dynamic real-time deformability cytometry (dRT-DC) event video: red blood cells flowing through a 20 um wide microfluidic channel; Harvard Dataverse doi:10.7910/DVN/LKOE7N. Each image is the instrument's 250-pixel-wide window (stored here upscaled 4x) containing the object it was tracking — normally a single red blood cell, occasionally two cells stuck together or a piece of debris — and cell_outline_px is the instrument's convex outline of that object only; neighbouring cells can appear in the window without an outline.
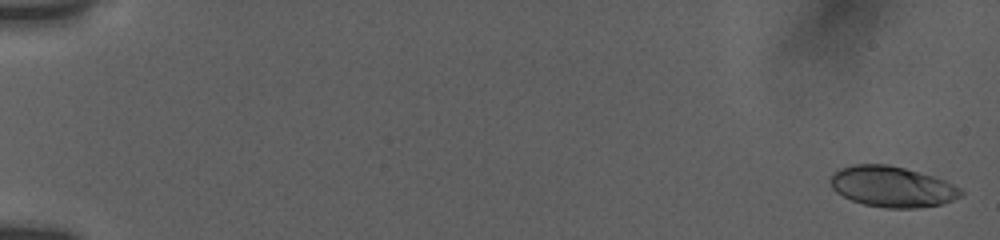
{"species": "human", "species_latin": "Homo sapiens", "temperature_condition": "room temperature", "stored_images_in_passage": 32, "camera_frame_rate_fps": 3000, "um_per_image_px": 0.085, "donor": {"sex": "female"}, "frame": {"image": 1, "passage_image": 1, "time_ms": 0.0, "image_size_px": [1000, 240], "cell_outline_px": [[964, 192], [960, 196], [952, 200], [940, 204], [916, 208], [884, 208], [864, 204], [852, 200], [836, 192], [832, 188], [828, 180], [832, 172], [840, 168], [852, 164], [888, 164], [904, 168], [932, 176], [944, 180], [960, 188]], "centroid_in_image_um": [75.78, 15.86], "position_along_channel_um": 9.2, "area_um2": 30.98}}
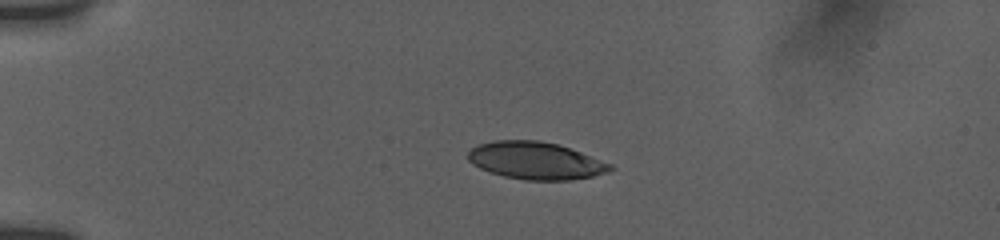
{"frame": {"image": 2, "passage_image": 17, "time_ms": 4.333, "image_size_px": [1000, 240], "cell_outline_px": [[616, 168], [592, 176], [572, 180], [524, 180], [504, 176], [488, 172], [472, 164], [468, 160], [468, 152], [476, 144], [492, 140], [540, 140], [560, 144], [612, 164]], "centroid_in_image_um": [45.5, 13.64], "position_along_channel_um": 39.5, "area_um2": 31.21}}
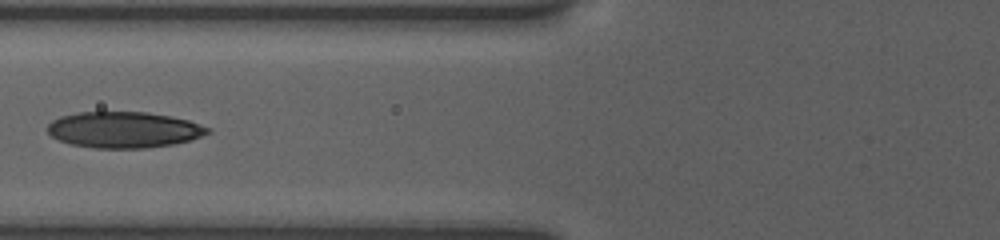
{"frame": {"image": 3, "passage_image": 31, "time_ms": 7.667, "image_size_px": [1000, 240], "cell_outline_px": [[212, 132], [188, 140], [172, 144], [144, 148], [92, 148], [72, 144], [60, 140], [52, 136], [48, 132], [48, 124], [52, 120], [60, 116], [76, 112], [148, 112], [188, 120], [212, 128]], "centroid_in_image_um": [10.52, 11.02], "position_along_channel_um": 115.3, "area_um2": 33.58}}